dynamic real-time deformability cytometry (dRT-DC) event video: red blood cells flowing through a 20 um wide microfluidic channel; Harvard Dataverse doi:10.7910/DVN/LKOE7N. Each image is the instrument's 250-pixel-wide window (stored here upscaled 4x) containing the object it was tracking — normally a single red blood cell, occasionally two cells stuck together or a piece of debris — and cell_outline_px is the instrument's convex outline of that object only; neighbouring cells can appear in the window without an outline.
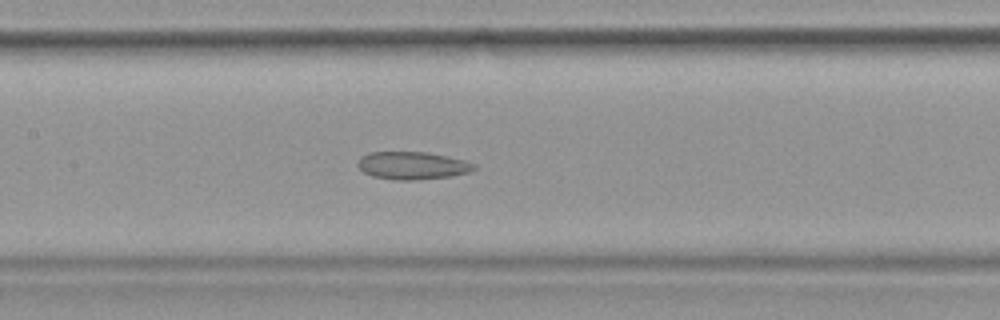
{"species": "common noctule bat (a hibernating species)", "species_latin": "Nyctalus noctula", "temperature_condition": "warm", "stored_images_in_passage": 40, "camera_frame_rate_fps": 3000, "um_per_image_px": 0.085, "animal": {"sex": "female", "body_mass_g": 19.9}, "frame": {"image": 1, "passage_image": 19, "time_ms": 6.0, "image_size_px": [1000, 320], "cell_outline_px": [[476, 168], [468, 172], [452, 176], [416, 180], [396, 180], [372, 176], [364, 172], [356, 164], [356, 160], [360, 156], [368, 152], [428, 152], [464, 160], [476, 164]], "centroid_in_image_um": [35.02, 14.07], "position_along_channel_um": 172.4, "area_um2": 18.9}}
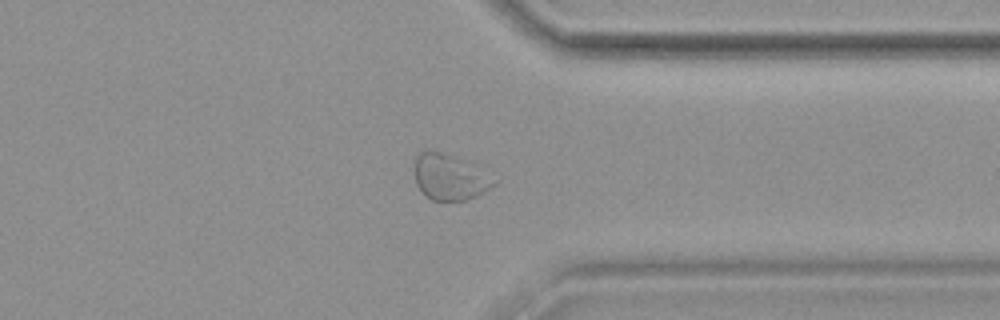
{"frame": {"image": 2, "passage_image": 31, "time_ms": 10.0, "image_size_px": [1000, 320], "cell_outline_px": [[496, 184], [484, 192], [468, 200], [432, 200], [424, 196], [416, 184], [416, 156], [420, 152], [440, 152], [452, 156], [472, 164]], "centroid_in_image_um": [38.17, 15.1], "position_along_channel_um": 373.2, "area_um2": 20.35}}
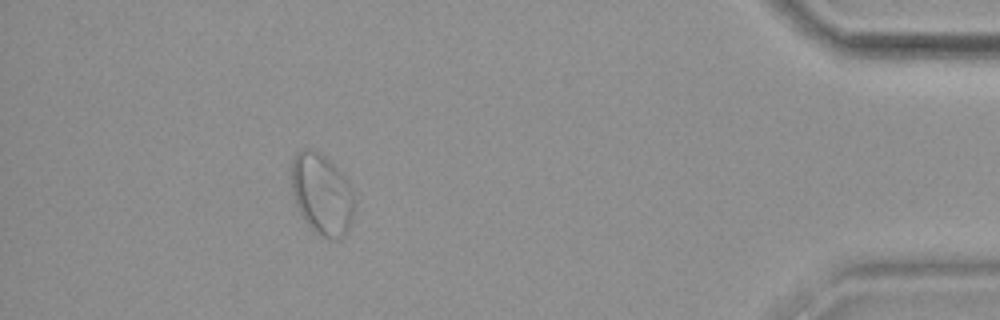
{"frame": {"image": 3, "passage_image": 36, "time_ms": 11.667, "image_size_px": [1000, 320], "cell_outline_px": [[356, 204], [352, 220], [344, 236], [340, 240], [328, 240], [320, 236], [300, 216], [292, 192], [292, 156], [296, 152], [304, 148], [316, 148], [344, 176], [352, 188], [356, 200]], "centroid_in_image_um": [27.37, 16.52], "position_along_channel_um": 407.8, "area_um2": 30.35}}